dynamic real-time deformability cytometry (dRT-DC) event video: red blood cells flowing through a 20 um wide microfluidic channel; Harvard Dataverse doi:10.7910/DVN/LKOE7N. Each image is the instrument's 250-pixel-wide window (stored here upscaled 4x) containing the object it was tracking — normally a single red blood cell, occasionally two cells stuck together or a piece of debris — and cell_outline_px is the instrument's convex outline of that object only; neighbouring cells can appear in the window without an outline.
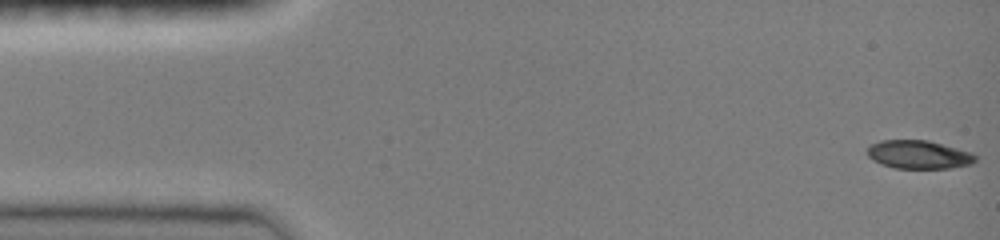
{"species": "common noctule bat (a hibernating species)", "species_latin": "Nyctalus noctula", "temperature_condition": "room temperature", "stored_images_in_passage": 31, "camera_frame_rate_fps": 3000, "um_per_image_px": 0.085, "animal": {"sex": "female", "body_mass_g": 19.0, "forearm_length_mm": 51.5}, "frame": {"image": 1, "passage_image": 1, "time_ms": 0.0, "image_size_px": [1000, 240], "cell_outline_px": [[976, 160], [972, 164], [948, 168], [896, 168], [872, 160], [868, 156], [868, 148], [872, 144], [880, 140], [928, 140], [972, 152], [976, 156]], "centroid_in_image_um": [78.11, 13.13], "position_along_channel_um": 6.9, "area_um2": 17.74}}
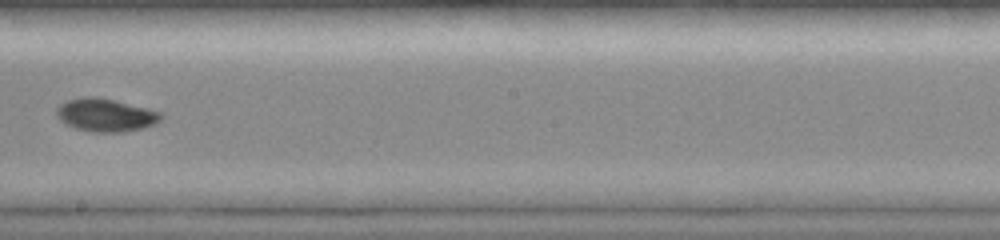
{"frame": {"image": 2, "passage_image": 17, "time_ms": 5.333, "image_size_px": [1000, 240], "cell_outline_px": [[164, 116], [156, 124], [144, 128], [124, 132], [92, 132], [76, 128], [60, 120], [56, 116], [56, 108], [60, 104], [68, 100], [84, 96], [96, 96], [148, 108], [160, 112]], "centroid_in_image_um": [9.0, 9.78], "position_along_channel_um": 239.2, "area_um2": 20.17}}
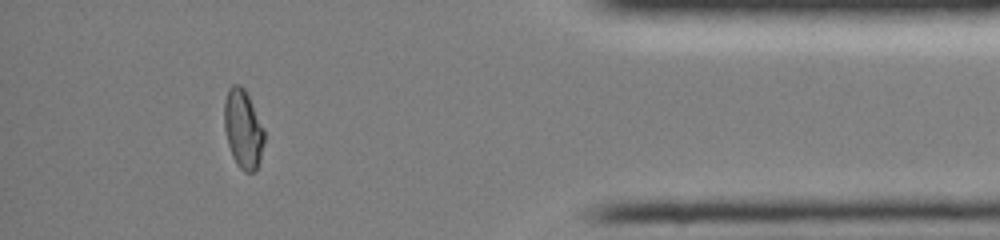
{"frame": {"image": 3, "passage_image": 29, "time_ms": 9.333, "image_size_px": [1000, 240], "cell_outline_px": [[264, 144], [260, 160], [256, 172], [244, 172], [236, 164], [232, 156], [228, 144], [224, 128], [224, 100], [228, 88], [232, 84], [240, 84], [244, 88], [264, 128]], "centroid_in_image_um": [20.66, 10.98], "position_along_channel_um": 414.5, "area_um2": 18.55}, "authors_computed_cell_mechanics": {"area_um2": 19.2474, "velocity_mm_per_s": 4.1317, "shape_relaxation_time_tau1_ms": 6.724, "shape_relaxation_time_tau2_ms": 5.4431, "deformation_change_tau1": 0.235, "deformation_change_tau2": 0.0604}}